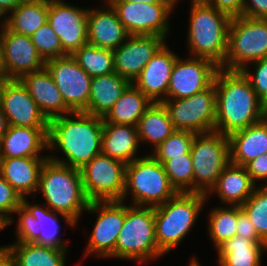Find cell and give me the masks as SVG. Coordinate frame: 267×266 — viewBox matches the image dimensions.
<instances>
[{
	"mask_svg": "<svg viewBox=\"0 0 267 266\" xmlns=\"http://www.w3.org/2000/svg\"><path fill=\"white\" fill-rule=\"evenodd\" d=\"M102 132L103 117L83 111H73L52 118L48 126V149H57L65 158L50 154L48 159L81 169L101 154Z\"/></svg>",
	"mask_w": 267,
	"mask_h": 266,
	"instance_id": "6da1fadb",
	"label": "cell"
},
{
	"mask_svg": "<svg viewBox=\"0 0 267 266\" xmlns=\"http://www.w3.org/2000/svg\"><path fill=\"white\" fill-rule=\"evenodd\" d=\"M213 83L216 90V132L229 136L267 116V106L258 98L242 71L219 68Z\"/></svg>",
	"mask_w": 267,
	"mask_h": 266,
	"instance_id": "7a4b0ae2",
	"label": "cell"
},
{
	"mask_svg": "<svg viewBox=\"0 0 267 266\" xmlns=\"http://www.w3.org/2000/svg\"><path fill=\"white\" fill-rule=\"evenodd\" d=\"M187 46L189 56L206 58L217 66L224 63L231 17L202 0H191Z\"/></svg>",
	"mask_w": 267,
	"mask_h": 266,
	"instance_id": "3957f363",
	"label": "cell"
},
{
	"mask_svg": "<svg viewBox=\"0 0 267 266\" xmlns=\"http://www.w3.org/2000/svg\"><path fill=\"white\" fill-rule=\"evenodd\" d=\"M39 191L50 210L68 216L76 224L90 202L84 193L80 169L49 159L40 172Z\"/></svg>",
	"mask_w": 267,
	"mask_h": 266,
	"instance_id": "277c9868",
	"label": "cell"
},
{
	"mask_svg": "<svg viewBox=\"0 0 267 266\" xmlns=\"http://www.w3.org/2000/svg\"><path fill=\"white\" fill-rule=\"evenodd\" d=\"M205 202V194L178 192L164 204L154 207L156 241L164 254L174 250L192 231Z\"/></svg>",
	"mask_w": 267,
	"mask_h": 266,
	"instance_id": "5b68a950",
	"label": "cell"
},
{
	"mask_svg": "<svg viewBox=\"0 0 267 266\" xmlns=\"http://www.w3.org/2000/svg\"><path fill=\"white\" fill-rule=\"evenodd\" d=\"M178 192L171 185L163 165L151 154L126 164L125 188L122 201L130 195V205L157 207L164 204Z\"/></svg>",
	"mask_w": 267,
	"mask_h": 266,
	"instance_id": "8992f818",
	"label": "cell"
},
{
	"mask_svg": "<svg viewBox=\"0 0 267 266\" xmlns=\"http://www.w3.org/2000/svg\"><path fill=\"white\" fill-rule=\"evenodd\" d=\"M155 236L154 207L126 204V215L115 246V258L141 264L162 257Z\"/></svg>",
	"mask_w": 267,
	"mask_h": 266,
	"instance_id": "52a82bcc",
	"label": "cell"
},
{
	"mask_svg": "<svg viewBox=\"0 0 267 266\" xmlns=\"http://www.w3.org/2000/svg\"><path fill=\"white\" fill-rule=\"evenodd\" d=\"M263 58H267V19L233 17L228 30L227 54L219 68L242 71Z\"/></svg>",
	"mask_w": 267,
	"mask_h": 266,
	"instance_id": "ba28073f",
	"label": "cell"
},
{
	"mask_svg": "<svg viewBox=\"0 0 267 266\" xmlns=\"http://www.w3.org/2000/svg\"><path fill=\"white\" fill-rule=\"evenodd\" d=\"M193 192L207 195L230 162V142L225 134L213 131L195 134L191 145Z\"/></svg>",
	"mask_w": 267,
	"mask_h": 266,
	"instance_id": "9c48e42d",
	"label": "cell"
},
{
	"mask_svg": "<svg viewBox=\"0 0 267 266\" xmlns=\"http://www.w3.org/2000/svg\"><path fill=\"white\" fill-rule=\"evenodd\" d=\"M175 130L203 134L215 131L216 90L214 83L204 91L182 99L161 102Z\"/></svg>",
	"mask_w": 267,
	"mask_h": 266,
	"instance_id": "30bf717a",
	"label": "cell"
},
{
	"mask_svg": "<svg viewBox=\"0 0 267 266\" xmlns=\"http://www.w3.org/2000/svg\"><path fill=\"white\" fill-rule=\"evenodd\" d=\"M126 164L102 153L80 169L83 189L91 201L122 200Z\"/></svg>",
	"mask_w": 267,
	"mask_h": 266,
	"instance_id": "8fae6325",
	"label": "cell"
},
{
	"mask_svg": "<svg viewBox=\"0 0 267 266\" xmlns=\"http://www.w3.org/2000/svg\"><path fill=\"white\" fill-rule=\"evenodd\" d=\"M86 212L95 214L96 221L89 236L84 256L95 254L99 258H115V246L126 215L122 200L91 201Z\"/></svg>",
	"mask_w": 267,
	"mask_h": 266,
	"instance_id": "7c38bea8",
	"label": "cell"
},
{
	"mask_svg": "<svg viewBox=\"0 0 267 266\" xmlns=\"http://www.w3.org/2000/svg\"><path fill=\"white\" fill-rule=\"evenodd\" d=\"M129 35L170 34L169 18L174 10L170 3L108 1Z\"/></svg>",
	"mask_w": 267,
	"mask_h": 266,
	"instance_id": "4fadbf2b",
	"label": "cell"
},
{
	"mask_svg": "<svg viewBox=\"0 0 267 266\" xmlns=\"http://www.w3.org/2000/svg\"><path fill=\"white\" fill-rule=\"evenodd\" d=\"M45 68L59 89L65 104L72 111H84L89 102L92 77L72 55L47 60Z\"/></svg>",
	"mask_w": 267,
	"mask_h": 266,
	"instance_id": "5bb4252c",
	"label": "cell"
},
{
	"mask_svg": "<svg viewBox=\"0 0 267 266\" xmlns=\"http://www.w3.org/2000/svg\"><path fill=\"white\" fill-rule=\"evenodd\" d=\"M219 66L206 58H177L167 91V99H182L209 88Z\"/></svg>",
	"mask_w": 267,
	"mask_h": 266,
	"instance_id": "9a60e30c",
	"label": "cell"
},
{
	"mask_svg": "<svg viewBox=\"0 0 267 266\" xmlns=\"http://www.w3.org/2000/svg\"><path fill=\"white\" fill-rule=\"evenodd\" d=\"M88 7L67 4L64 0H48V23L59 37L62 50L72 55L87 44Z\"/></svg>",
	"mask_w": 267,
	"mask_h": 266,
	"instance_id": "2e32d148",
	"label": "cell"
},
{
	"mask_svg": "<svg viewBox=\"0 0 267 266\" xmlns=\"http://www.w3.org/2000/svg\"><path fill=\"white\" fill-rule=\"evenodd\" d=\"M0 52L1 63L12 79L45 68L46 62L31 37L14 33L6 26L0 30Z\"/></svg>",
	"mask_w": 267,
	"mask_h": 266,
	"instance_id": "e0dca14e",
	"label": "cell"
},
{
	"mask_svg": "<svg viewBox=\"0 0 267 266\" xmlns=\"http://www.w3.org/2000/svg\"><path fill=\"white\" fill-rule=\"evenodd\" d=\"M165 40L159 35H130L124 43L112 50L115 73L133 83L149 60L165 44Z\"/></svg>",
	"mask_w": 267,
	"mask_h": 266,
	"instance_id": "ac0fdd59",
	"label": "cell"
},
{
	"mask_svg": "<svg viewBox=\"0 0 267 266\" xmlns=\"http://www.w3.org/2000/svg\"><path fill=\"white\" fill-rule=\"evenodd\" d=\"M8 124L31 128H48L49 120L19 79H13L0 97Z\"/></svg>",
	"mask_w": 267,
	"mask_h": 266,
	"instance_id": "d6986e66",
	"label": "cell"
},
{
	"mask_svg": "<svg viewBox=\"0 0 267 266\" xmlns=\"http://www.w3.org/2000/svg\"><path fill=\"white\" fill-rule=\"evenodd\" d=\"M166 43L155 53L133 84L152 102L167 100L173 66L179 57Z\"/></svg>",
	"mask_w": 267,
	"mask_h": 266,
	"instance_id": "ffe728a7",
	"label": "cell"
},
{
	"mask_svg": "<svg viewBox=\"0 0 267 266\" xmlns=\"http://www.w3.org/2000/svg\"><path fill=\"white\" fill-rule=\"evenodd\" d=\"M102 8H88L87 41L89 44L106 49H116L130 36L119 21L116 10L107 1Z\"/></svg>",
	"mask_w": 267,
	"mask_h": 266,
	"instance_id": "44dd1931",
	"label": "cell"
},
{
	"mask_svg": "<svg viewBox=\"0 0 267 266\" xmlns=\"http://www.w3.org/2000/svg\"><path fill=\"white\" fill-rule=\"evenodd\" d=\"M19 80L48 120L73 112L65 104L59 89L46 68L25 74Z\"/></svg>",
	"mask_w": 267,
	"mask_h": 266,
	"instance_id": "7402d4cb",
	"label": "cell"
},
{
	"mask_svg": "<svg viewBox=\"0 0 267 266\" xmlns=\"http://www.w3.org/2000/svg\"><path fill=\"white\" fill-rule=\"evenodd\" d=\"M48 150V128L9 125L0 140V158L48 157L40 155Z\"/></svg>",
	"mask_w": 267,
	"mask_h": 266,
	"instance_id": "603a6c76",
	"label": "cell"
},
{
	"mask_svg": "<svg viewBox=\"0 0 267 266\" xmlns=\"http://www.w3.org/2000/svg\"><path fill=\"white\" fill-rule=\"evenodd\" d=\"M48 157L0 158V174L20 195H36L39 176Z\"/></svg>",
	"mask_w": 267,
	"mask_h": 266,
	"instance_id": "cb8c5ba5",
	"label": "cell"
},
{
	"mask_svg": "<svg viewBox=\"0 0 267 266\" xmlns=\"http://www.w3.org/2000/svg\"><path fill=\"white\" fill-rule=\"evenodd\" d=\"M256 185L245 166L229 162L218 177L215 186L206 196L209 199L211 193L216 194L222 205L242 206L252 195Z\"/></svg>",
	"mask_w": 267,
	"mask_h": 266,
	"instance_id": "d4e9b609",
	"label": "cell"
},
{
	"mask_svg": "<svg viewBox=\"0 0 267 266\" xmlns=\"http://www.w3.org/2000/svg\"><path fill=\"white\" fill-rule=\"evenodd\" d=\"M137 127L127 124L103 122L101 138V153L129 164L140 158L137 156L140 148Z\"/></svg>",
	"mask_w": 267,
	"mask_h": 266,
	"instance_id": "484cf974",
	"label": "cell"
},
{
	"mask_svg": "<svg viewBox=\"0 0 267 266\" xmlns=\"http://www.w3.org/2000/svg\"><path fill=\"white\" fill-rule=\"evenodd\" d=\"M230 162L245 166L267 153V116L260 122L235 131L229 136Z\"/></svg>",
	"mask_w": 267,
	"mask_h": 266,
	"instance_id": "4316f807",
	"label": "cell"
},
{
	"mask_svg": "<svg viewBox=\"0 0 267 266\" xmlns=\"http://www.w3.org/2000/svg\"><path fill=\"white\" fill-rule=\"evenodd\" d=\"M129 84L115 72L92 77L88 106L83 112L104 117Z\"/></svg>",
	"mask_w": 267,
	"mask_h": 266,
	"instance_id": "83f0119b",
	"label": "cell"
},
{
	"mask_svg": "<svg viewBox=\"0 0 267 266\" xmlns=\"http://www.w3.org/2000/svg\"><path fill=\"white\" fill-rule=\"evenodd\" d=\"M267 252L264 241H251L235 235L217 249L219 266H261L263 252Z\"/></svg>",
	"mask_w": 267,
	"mask_h": 266,
	"instance_id": "f1b7e54d",
	"label": "cell"
},
{
	"mask_svg": "<svg viewBox=\"0 0 267 266\" xmlns=\"http://www.w3.org/2000/svg\"><path fill=\"white\" fill-rule=\"evenodd\" d=\"M28 198L22 199V205L31 213L39 225V237L33 242L39 245L50 246L57 249L68 250V243L60 238V224L58 214L63 217V220L68 226L75 227L76 224L68 216L50 210L46 205L30 204Z\"/></svg>",
	"mask_w": 267,
	"mask_h": 266,
	"instance_id": "f546056e",
	"label": "cell"
},
{
	"mask_svg": "<svg viewBox=\"0 0 267 266\" xmlns=\"http://www.w3.org/2000/svg\"><path fill=\"white\" fill-rule=\"evenodd\" d=\"M152 103L133 83H130L103 117V122L137 127L139 119Z\"/></svg>",
	"mask_w": 267,
	"mask_h": 266,
	"instance_id": "4dcf8cb0",
	"label": "cell"
},
{
	"mask_svg": "<svg viewBox=\"0 0 267 266\" xmlns=\"http://www.w3.org/2000/svg\"><path fill=\"white\" fill-rule=\"evenodd\" d=\"M12 266H65L67 250L57 249L36 243L7 245Z\"/></svg>",
	"mask_w": 267,
	"mask_h": 266,
	"instance_id": "1f68e13d",
	"label": "cell"
},
{
	"mask_svg": "<svg viewBox=\"0 0 267 266\" xmlns=\"http://www.w3.org/2000/svg\"><path fill=\"white\" fill-rule=\"evenodd\" d=\"M48 21V0H23L6 16V27L17 34L32 36Z\"/></svg>",
	"mask_w": 267,
	"mask_h": 266,
	"instance_id": "d6a6232c",
	"label": "cell"
},
{
	"mask_svg": "<svg viewBox=\"0 0 267 266\" xmlns=\"http://www.w3.org/2000/svg\"><path fill=\"white\" fill-rule=\"evenodd\" d=\"M175 128L169 118L168 112L161 102H153L139 119L137 132L140 143H151L153 151Z\"/></svg>",
	"mask_w": 267,
	"mask_h": 266,
	"instance_id": "836d02e7",
	"label": "cell"
},
{
	"mask_svg": "<svg viewBox=\"0 0 267 266\" xmlns=\"http://www.w3.org/2000/svg\"><path fill=\"white\" fill-rule=\"evenodd\" d=\"M207 222V233L215 249L236 235L238 206H217L210 208Z\"/></svg>",
	"mask_w": 267,
	"mask_h": 266,
	"instance_id": "e575fe53",
	"label": "cell"
},
{
	"mask_svg": "<svg viewBox=\"0 0 267 266\" xmlns=\"http://www.w3.org/2000/svg\"><path fill=\"white\" fill-rule=\"evenodd\" d=\"M72 57L91 77L115 72L114 55L111 49L100 48L87 43L76 50Z\"/></svg>",
	"mask_w": 267,
	"mask_h": 266,
	"instance_id": "d590c367",
	"label": "cell"
},
{
	"mask_svg": "<svg viewBox=\"0 0 267 266\" xmlns=\"http://www.w3.org/2000/svg\"><path fill=\"white\" fill-rule=\"evenodd\" d=\"M159 161L177 192H193V162L191 154H184L170 160Z\"/></svg>",
	"mask_w": 267,
	"mask_h": 266,
	"instance_id": "8d00e7d4",
	"label": "cell"
},
{
	"mask_svg": "<svg viewBox=\"0 0 267 266\" xmlns=\"http://www.w3.org/2000/svg\"><path fill=\"white\" fill-rule=\"evenodd\" d=\"M241 209L253 223L258 236L267 244V186H257Z\"/></svg>",
	"mask_w": 267,
	"mask_h": 266,
	"instance_id": "74e56055",
	"label": "cell"
},
{
	"mask_svg": "<svg viewBox=\"0 0 267 266\" xmlns=\"http://www.w3.org/2000/svg\"><path fill=\"white\" fill-rule=\"evenodd\" d=\"M195 133L190 131L175 130L166 138L151 155L156 160H170L180 155L189 154Z\"/></svg>",
	"mask_w": 267,
	"mask_h": 266,
	"instance_id": "f35d334b",
	"label": "cell"
},
{
	"mask_svg": "<svg viewBox=\"0 0 267 266\" xmlns=\"http://www.w3.org/2000/svg\"><path fill=\"white\" fill-rule=\"evenodd\" d=\"M31 37L39 55L46 62L50 59L66 56L62 50L59 37L47 22L41 26Z\"/></svg>",
	"mask_w": 267,
	"mask_h": 266,
	"instance_id": "ab89813d",
	"label": "cell"
},
{
	"mask_svg": "<svg viewBox=\"0 0 267 266\" xmlns=\"http://www.w3.org/2000/svg\"><path fill=\"white\" fill-rule=\"evenodd\" d=\"M14 214L19 216L15 231L16 242L33 243L40 234L35 217L22 204L15 210L13 216Z\"/></svg>",
	"mask_w": 267,
	"mask_h": 266,
	"instance_id": "60d3db41",
	"label": "cell"
},
{
	"mask_svg": "<svg viewBox=\"0 0 267 266\" xmlns=\"http://www.w3.org/2000/svg\"><path fill=\"white\" fill-rule=\"evenodd\" d=\"M21 195L0 174V216L7 221V226L13 223L11 215L22 204Z\"/></svg>",
	"mask_w": 267,
	"mask_h": 266,
	"instance_id": "b9f144b4",
	"label": "cell"
},
{
	"mask_svg": "<svg viewBox=\"0 0 267 266\" xmlns=\"http://www.w3.org/2000/svg\"><path fill=\"white\" fill-rule=\"evenodd\" d=\"M251 64L254 66L253 74L249 71ZM242 72L250 81L258 98L267 106V58L248 64Z\"/></svg>",
	"mask_w": 267,
	"mask_h": 266,
	"instance_id": "7bdbcfd3",
	"label": "cell"
},
{
	"mask_svg": "<svg viewBox=\"0 0 267 266\" xmlns=\"http://www.w3.org/2000/svg\"><path fill=\"white\" fill-rule=\"evenodd\" d=\"M245 168L255 184L263 181L259 186H267V153L248 162Z\"/></svg>",
	"mask_w": 267,
	"mask_h": 266,
	"instance_id": "ee69618b",
	"label": "cell"
},
{
	"mask_svg": "<svg viewBox=\"0 0 267 266\" xmlns=\"http://www.w3.org/2000/svg\"><path fill=\"white\" fill-rule=\"evenodd\" d=\"M236 235L241 237H245L251 241H263L259 236L258 233L248 218L247 214L238 206V220L236 225Z\"/></svg>",
	"mask_w": 267,
	"mask_h": 266,
	"instance_id": "f6af8a7d",
	"label": "cell"
},
{
	"mask_svg": "<svg viewBox=\"0 0 267 266\" xmlns=\"http://www.w3.org/2000/svg\"><path fill=\"white\" fill-rule=\"evenodd\" d=\"M231 18L242 16L244 0H202Z\"/></svg>",
	"mask_w": 267,
	"mask_h": 266,
	"instance_id": "bcb514c9",
	"label": "cell"
},
{
	"mask_svg": "<svg viewBox=\"0 0 267 266\" xmlns=\"http://www.w3.org/2000/svg\"><path fill=\"white\" fill-rule=\"evenodd\" d=\"M242 16L267 19V0H244Z\"/></svg>",
	"mask_w": 267,
	"mask_h": 266,
	"instance_id": "7dc6e473",
	"label": "cell"
},
{
	"mask_svg": "<svg viewBox=\"0 0 267 266\" xmlns=\"http://www.w3.org/2000/svg\"><path fill=\"white\" fill-rule=\"evenodd\" d=\"M23 0H0V10L7 16L13 9H15Z\"/></svg>",
	"mask_w": 267,
	"mask_h": 266,
	"instance_id": "c3c4849f",
	"label": "cell"
},
{
	"mask_svg": "<svg viewBox=\"0 0 267 266\" xmlns=\"http://www.w3.org/2000/svg\"><path fill=\"white\" fill-rule=\"evenodd\" d=\"M13 79L10 77L6 69L3 67L2 63H0V97L5 92L7 85Z\"/></svg>",
	"mask_w": 267,
	"mask_h": 266,
	"instance_id": "681fc988",
	"label": "cell"
},
{
	"mask_svg": "<svg viewBox=\"0 0 267 266\" xmlns=\"http://www.w3.org/2000/svg\"><path fill=\"white\" fill-rule=\"evenodd\" d=\"M0 266H12L10 252L7 247L0 250Z\"/></svg>",
	"mask_w": 267,
	"mask_h": 266,
	"instance_id": "f907efd6",
	"label": "cell"
},
{
	"mask_svg": "<svg viewBox=\"0 0 267 266\" xmlns=\"http://www.w3.org/2000/svg\"><path fill=\"white\" fill-rule=\"evenodd\" d=\"M8 121L7 118L5 117L2 106L0 104V140L4 136V134L7 132L8 129Z\"/></svg>",
	"mask_w": 267,
	"mask_h": 266,
	"instance_id": "816d5d0a",
	"label": "cell"
},
{
	"mask_svg": "<svg viewBox=\"0 0 267 266\" xmlns=\"http://www.w3.org/2000/svg\"><path fill=\"white\" fill-rule=\"evenodd\" d=\"M107 1H124V2H144V3H169L166 0H107Z\"/></svg>",
	"mask_w": 267,
	"mask_h": 266,
	"instance_id": "f5cc1de1",
	"label": "cell"
},
{
	"mask_svg": "<svg viewBox=\"0 0 267 266\" xmlns=\"http://www.w3.org/2000/svg\"><path fill=\"white\" fill-rule=\"evenodd\" d=\"M7 227V221L4 220L1 216H0V231L4 230L5 228ZM7 247V245H3V246H0V250Z\"/></svg>",
	"mask_w": 267,
	"mask_h": 266,
	"instance_id": "db71d44e",
	"label": "cell"
},
{
	"mask_svg": "<svg viewBox=\"0 0 267 266\" xmlns=\"http://www.w3.org/2000/svg\"><path fill=\"white\" fill-rule=\"evenodd\" d=\"M188 266H202L200 262L197 260V257H192L191 261L189 262Z\"/></svg>",
	"mask_w": 267,
	"mask_h": 266,
	"instance_id": "11a10c76",
	"label": "cell"
},
{
	"mask_svg": "<svg viewBox=\"0 0 267 266\" xmlns=\"http://www.w3.org/2000/svg\"><path fill=\"white\" fill-rule=\"evenodd\" d=\"M3 18V19H2ZM0 20L2 21L0 24V30L2 29V28H4L5 27V25H6V16L2 13V11L0 10Z\"/></svg>",
	"mask_w": 267,
	"mask_h": 266,
	"instance_id": "9f6ffc18",
	"label": "cell"
},
{
	"mask_svg": "<svg viewBox=\"0 0 267 266\" xmlns=\"http://www.w3.org/2000/svg\"><path fill=\"white\" fill-rule=\"evenodd\" d=\"M168 1L173 7L176 6V4L179 2V0H166Z\"/></svg>",
	"mask_w": 267,
	"mask_h": 266,
	"instance_id": "6f0895ef",
	"label": "cell"
}]
</instances>
